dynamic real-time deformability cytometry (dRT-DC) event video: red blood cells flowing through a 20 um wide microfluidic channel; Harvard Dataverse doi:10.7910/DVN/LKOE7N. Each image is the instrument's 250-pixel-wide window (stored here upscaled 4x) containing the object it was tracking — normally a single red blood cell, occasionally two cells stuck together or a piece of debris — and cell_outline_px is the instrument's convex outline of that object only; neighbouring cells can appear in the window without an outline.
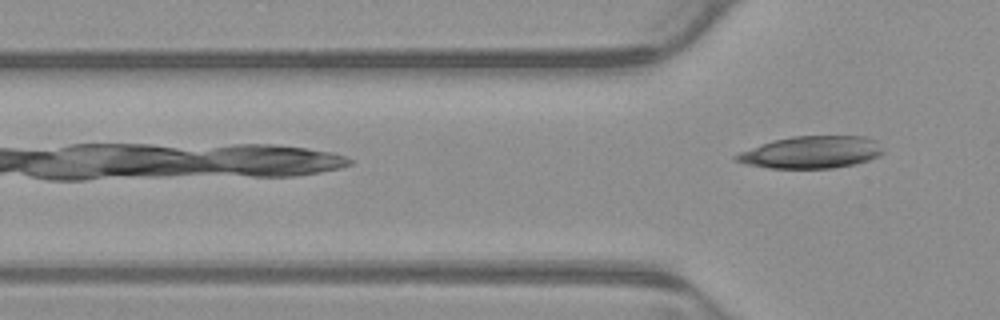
{"species": "common noctule bat (a hibernating species)", "species_latin": "Nyctalus noctula", "temperature_condition": "warm", "stored_images_in_passage": 3, "camera_frame_rate_fps": 3000, "um_per_image_px": 0.085, "animal": {"sex": "male", "body_mass_g": 23.1, "forearm_length_mm": 52.7}, "frame": {"image": 1, "passage_image": 3, "time_ms": 0.667, "image_size_px": [1000, 320], "cell_outline_px": [[884, 152], [880, 156], [868, 160], [852, 164], [832, 168], [768, 168], [744, 164], [732, 160], [732, 156], [740, 152], [776, 140], [792, 136], [864, 136], [876, 140]], "centroid_in_image_um": [68.95, 12.95], "position_along_channel_um": 56.8, "area_um2": 27.4}}